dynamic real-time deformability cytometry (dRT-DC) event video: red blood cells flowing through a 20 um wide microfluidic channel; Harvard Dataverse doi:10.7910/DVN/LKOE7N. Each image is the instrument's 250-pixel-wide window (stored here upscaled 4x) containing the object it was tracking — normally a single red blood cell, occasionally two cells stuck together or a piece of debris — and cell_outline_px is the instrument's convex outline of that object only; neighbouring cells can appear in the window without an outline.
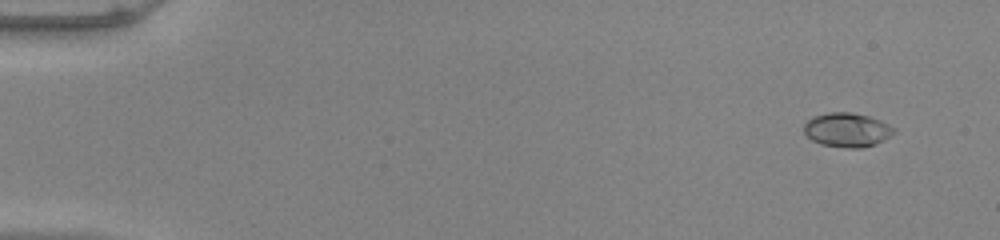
{"species": "common noctule bat (a hibernating species)", "species_latin": "Nyctalus noctula", "temperature_condition": "warm", "stored_images_in_passage": 50, "camera_frame_rate_fps": 3000, "um_per_image_px": 0.085, "animal": {"sex": "male", "body_mass_g": 20.0, "forearm_length_mm": 53.3}, "frame": {"image": 1, "passage_image": 1, "time_ms": 0.0, "image_size_px": [1000, 240], "cell_outline_px": [[896, 132], [884, 140], [876, 144], [860, 148], [848, 148], [820, 144], [812, 140], [804, 132], [804, 124], [812, 116], [828, 112], [848, 112], [868, 116], [880, 120], [896, 128]], "centroid_in_image_um": [72.01, 11.04], "position_along_channel_um": 13.0, "area_um2": 17.98}}
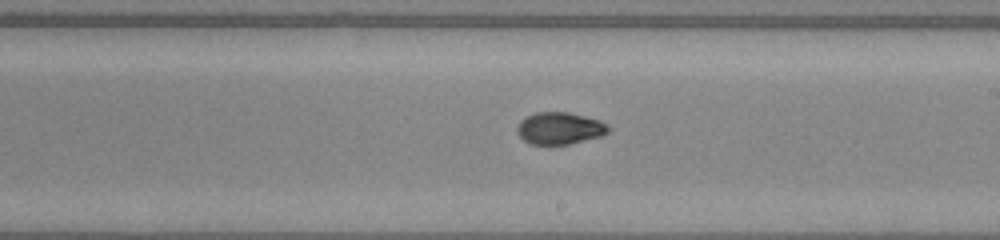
{"frame": {"image": 2, "passage_image": 29, "time_ms": 9.333, "image_size_px": [1000, 240], "cell_outline_px": [[612, 128], [604, 136], [568, 144], [532, 144], [524, 140], [516, 132], [516, 128], [520, 120], [536, 112], [568, 112], [600, 120], [608, 124]], "centroid_in_image_um": [47.61, 10.9], "position_along_channel_um": 241.4, "area_um2": 17.17}}
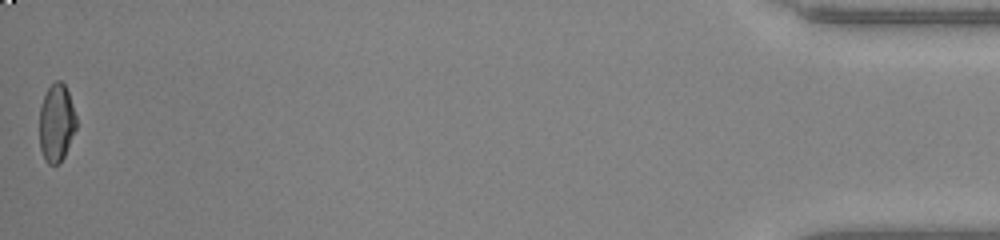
{"frame": {"image": 3, "passage_image": 50, "time_ms": 16.333, "image_size_px": [1000, 240], "cell_outline_px": [[76, 128], [64, 156], [56, 164], [48, 164], [44, 160], [40, 148], [40, 108], [44, 96], [48, 88], [56, 80], [60, 80], [64, 84], [68, 92], [76, 116]], "centroid_in_image_um": [4.79, 10.44], "position_along_channel_um": 430.4, "area_um2": 16.47}, "authors_computed_cell_mechanics": {"area_um2": 17.051, "velocity_mm_per_s": 3.9945, "shape_relaxation_time_tau1_ms": 8.8207, "shape_relaxation_time_tau2_ms": 1.4592, "deformation_change_tau1": 0.2643, "deformation_change_tau2": 0.0439}}